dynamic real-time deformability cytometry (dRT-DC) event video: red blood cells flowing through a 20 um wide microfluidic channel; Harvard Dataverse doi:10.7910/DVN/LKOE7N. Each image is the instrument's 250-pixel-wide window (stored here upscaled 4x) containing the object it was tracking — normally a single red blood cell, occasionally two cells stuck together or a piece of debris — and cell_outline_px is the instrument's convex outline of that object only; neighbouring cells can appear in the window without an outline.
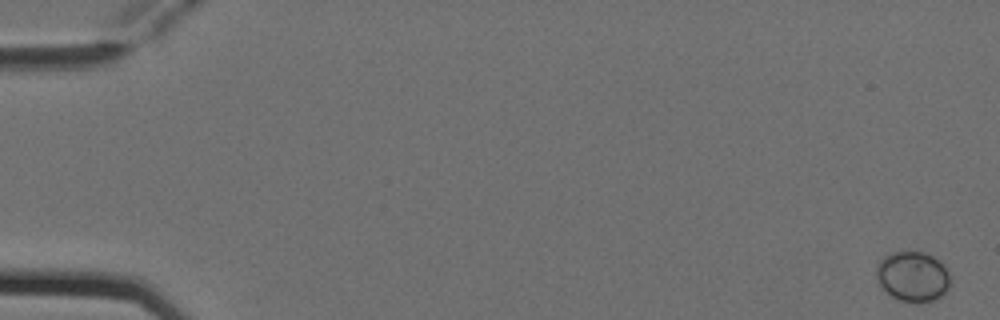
{"species": "Egyptian fruit bat (a non-hibernating species)", "species_latin": "Rousettus aegyptiacus", "temperature_condition": "cold", "stored_images_in_passage": 5, "camera_frame_rate_fps": 3000, "um_per_image_px": 0.085, "animal": {"sex": "female"}, "frame": {"image": 1, "passage_image": 1, "time_ms": 0.0, "image_size_px": [1000, 320], "cell_outline_px": [[952, 284], [936, 300], [896, 300], [884, 292], [880, 288], [876, 276], [876, 264], [884, 256], [892, 252], [924, 252], [932, 256], [944, 264], [952, 276]], "centroid_in_image_um": [77.58, 23.48], "position_along_channel_um": 7.4, "area_um2": 21.85}}
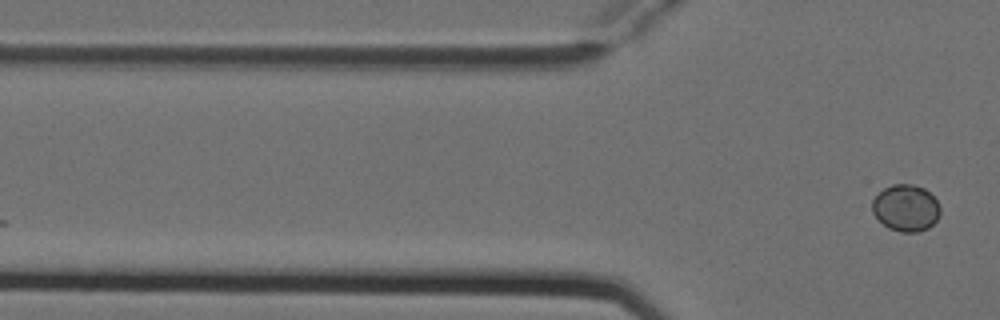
{"frame": {"image": 2, "passage_image": 5, "time_ms": 1.333, "image_size_px": [1000, 320], "cell_outline_px": [[940, 212], [936, 220], [928, 228], [920, 232], [900, 232], [888, 228], [872, 212], [872, 200], [884, 188], [892, 184], [912, 184], [924, 188], [936, 200], [940, 208]], "centroid_in_image_um": [76.99, 17.68], "position_along_channel_um": 48.8, "area_um2": 18.38}}